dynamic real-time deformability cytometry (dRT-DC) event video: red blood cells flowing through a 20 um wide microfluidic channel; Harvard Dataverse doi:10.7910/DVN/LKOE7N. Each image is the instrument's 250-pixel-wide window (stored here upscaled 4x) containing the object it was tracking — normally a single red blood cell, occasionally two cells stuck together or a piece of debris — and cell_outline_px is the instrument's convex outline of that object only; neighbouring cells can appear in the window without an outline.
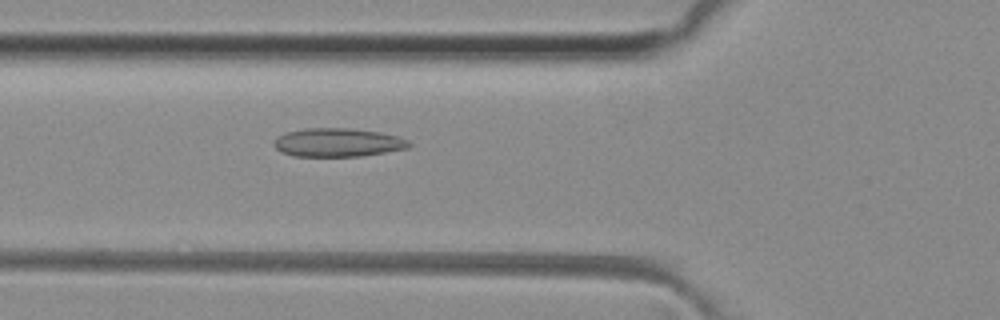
{"species": "common noctule bat (a hibernating species)", "species_latin": "Nyctalus noctula", "temperature_condition": "room temperature", "stored_images_in_passage": 50, "camera_frame_rate_fps": 3000, "um_per_image_px": 0.085, "animal": {"sex": "female", "body_mass_g": 29.2, "forearm_length_mm": 56.3}, "frame": {"image": 1, "passage_image": 18, "time_ms": 5.667, "image_size_px": [1000, 320], "cell_outline_px": [[412, 144], [408, 148], [360, 156], [292, 156], [280, 152], [272, 144], [276, 136], [284, 132], [304, 128], [352, 128], [380, 132], [396, 136], [408, 140]], "centroid_in_image_um": [28.65, 12.1], "position_along_channel_um": 97.2, "area_um2": 22.66}}
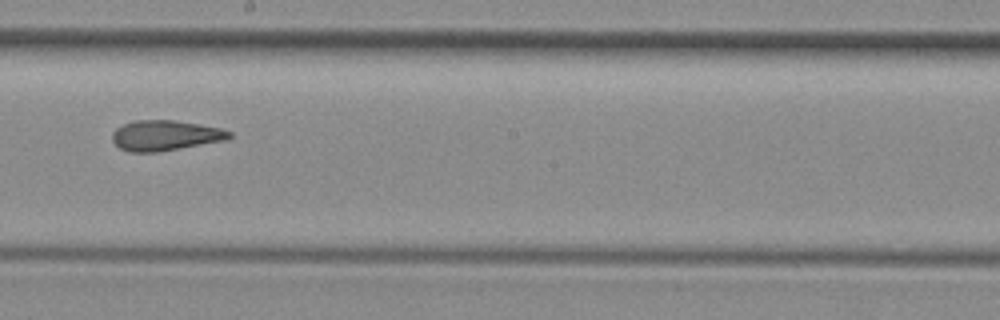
{"frame": {"image": 2, "passage_image": 28, "time_ms": 9.0, "image_size_px": [1000, 320], "cell_outline_px": [[232, 136], [228, 140], [156, 152], [128, 152], [120, 148], [112, 140], [112, 132], [116, 128], [124, 124], [136, 120], [172, 120], [200, 124], [220, 128], [232, 132]], "centroid_in_image_um": [14.06, 11.51], "position_along_channel_um": 234.1, "area_um2": 20.69}}
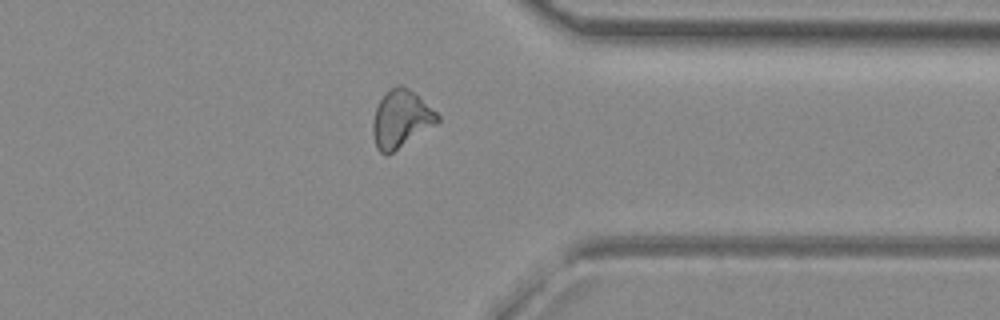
{"frame": {"image": 3, "passage_image": 39, "time_ms": 12.667, "image_size_px": [1000, 320], "cell_outline_px": [[440, 120], [436, 124], [388, 156], [380, 152], [376, 148], [372, 132], [372, 124], [376, 108], [380, 100], [396, 84], [400, 84], [416, 92], [440, 116]], "centroid_in_image_um": [34.09, 10.13], "position_along_channel_um": 377.3, "area_um2": 21.73}, "authors_computed_cell_mechanics": {"area_um2": 21.6172, "velocity_mm_per_s": 4.1188, "shape_relaxation_time_tau1_ms": null, "shape_relaxation_time_tau2_ms": 3.3265, "deformation_change_tau1": null, "deformation_change_tau2": 0.1041}}